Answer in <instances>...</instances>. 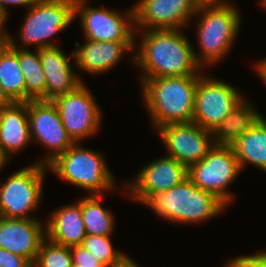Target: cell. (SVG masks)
Wrapping results in <instances>:
<instances>
[{
    "label": "cell",
    "mask_w": 266,
    "mask_h": 267,
    "mask_svg": "<svg viewBox=\"0 0 266 267\" xmlns=\"http://www.w3.org/2000/svg\"><path fill=\"white\" fill-rule=\"evenodd\" d=\"M183 30H135L139 39H135L134 65L141 71L138 84L149 78L200 75L205 71Z\"/></svg>",
    "instance_id": "cell-1"
},
{
    "label": "cell",
    "mask_w": 266,
    "mask_h": 267,
    "mask_svg": "<svg viewBox=\"0 0 266 267\" xmlns=\"http://www.w3.org/2000/svg\"><path fill=\"white\" fill-rule=\"evenodd\" d=\"M198 75L145 79L140 84L141 97L156 131L169 123L193 122Z\"/></svg>",
    "instance_id": "cell-2"
},
{
    "label": "cell",
    "mask_w": 266,
    "mask_h": 267,
    "mask_svg": "<svg viewBox=\"0 0 266 267\" xmlns=\"http://www.w3.org/2000/svg\"><path fill=\"white\" fill-rule=\"evenodd\" d=\"M142 205L168 223H203L223 214L228 206L216 195L193 184L188 177L167 191L148 197Z\"/></svg>",
    "instance_id": "cell-3"
},
{
    "label": "cell",
    "mask_w": 266,
    "mask_h": 267,
    "mask_svg": "<svg viewBox=\"0 0 266 267\" xmlns=\"http://www.w3.org/2000/svg\"><path fill=\"white\" fill-rule=\"evenodd\" d=\"M238 8L236 4L199 8L193 16L199 47L194 55L203 70L224 61L233 50L242 24Z\"/></svg>",
    "instance_id": "cell-4"
},
{
    "label": "cell",
    "mask_w": 266,
    "mask_h": 267,
    "mask_svg": "<svg viewBox=\"0 0 266 267\" xmlns=\"http://www.w3.org/2000/svg\"><path fill=\"white\" fill-rule=\"evenodd\" d=\"M47 166L59 180L87 191V195H104L118 189L103 153L82 143H74Z\"/></svg>",
    "instance_id": "cell-5"
},
{
    "label": "cell",
    "mask_w": 266,
    "mask_h": 267,
    "mask_svg": "<svg viewBox=\"0 0 266 267\" xmlns=\"http://www.w3.org/2000/svg\"><path fill=\"white\" fill-rule=\"evenodd\" d=\"M24 12L18 38L10 33L6 44L15 49L58 47L54 37L75 21V0H38Z\"/></svg>",
    "instance_id": "cell-6"
},
{
    "label": "cell",
    "mask_w": 266,
    "mask_h": 267,
    "mask_svg": "<svg viewBox=\"0 0 266 267\" xmlns=\"http://www.w3.org/2000/svg\"><path fill=\"white\" fill-rule=\"evenodd\" d=\"M48 166L31 163L0 180V216L34 219L43 202ZM32 213V214H31Z\"/></svg>",
    "instance_id": "cell-7"
},
{
    "label": "cell",
    "mask_w": 266,
    "mask_h": 267,
    "mask_svg": "<svg viewBox=\"0 0 266 267\" xmlns=\"http://www.w3.org/2000/svg\"><path fill=\"white\" fill-rule=\"evenodd\" d=\"M241 172L232 146L214 145L206 157L188 168V177L194 185L216 195L230 207L235 196L229 191V187Z\"/></svg>",
    "instance_id": "cell-8"
},
{
    "label": "cell",
    "mask_w": 266,
    "mask_h": 267,
    "mask_svg": "<svg viewBox=\"0 0 266 267\" xmlns=\"http://www.w3.org/2000/svg\"><path fill=\"white\" fill-rule=\"evenodd\" d=\"M90 0H75V21L83 38L100 42H135L134 7L120 12L107 7L89 5Z\"/></svg>",
    "instance_id": "cell-9"
},
{
    "label": "cell",
    "mask_w": 266,
    "mask_h": 267,
    "mask_svg": "<svg viewBox=\"0 0 266 267\" xmlns=\"http://www.w3.org/2000/svg\"><path fill=\"white\" fill-rule=\"evenodd\" d=\"M206 73L205 70L198 75L193 122L213 131L245 97V92L222 78Z\"/></svg>",
    "instance_id": "cell-10"
},
{
    "label": "cell",
    "mask_w": 266,
    "mask_h": 267,
    "mask_svg": "<svg viewBox=\"0 0 266 267\" xmlns=\"http://www.w3.org/2000/svg\"><path fill=\"white\" fill-rule=\"evenodd\" d=\"M85 82L53 100L63 126L74 143L96 136L104 119L94 93Z\"/></svg>",
    "instance_id": "cell-11"
},
{
    "label": "cell",
    "mask_w": 266,
    "mask_h": 267,
    "mask_svg": "<svg viewBox=\"0 0 266 267\" xmlns=\"http://www.w3.org/2000/svg\"><path fill=\"white\" fill-rule=\"evenodd\" d=\"M27 109L32 143H40L48 150L41 159L33 163L48 165L74 142L65 130L53 101L30 100L27 102Z\"/></svg>",
    "instance_id": "cell-12"
},
{
    "label": "cell",
    "mask_w": 266,
    "mask_h": 267,
    "mask_svg": "<svg viewBox=\"0 0 266 267\" xmlns=\"http://www.w3.org/2000/svg\"><path fill=\"white\" fill-rule=\"evenodd\" d=\"M188 178V167L164 154L145 164L122 183L123 195L142 204L148 197L164 192ZM125 186V187H124Z\"/></svg>",
    "instance_id": "cell-13"
},
{
    "label": "cell",
    "mask_w": 266,
    "mask_h": 267,
    "mask_svg": "<svg viewBox=\"0 0 266 267\" xmlns=\"http://www.w3.org/2000/svg\"><path fill=\"white\" fill-rule=\"evenodd\" d=\"M156 134L167 150L165 155L188 168L206 157L215 145L212 131L194 122L169 123L158 128Z\"/></svg>",
    "instance_id": "cell-14"
},
{
    "label": "cell",
    "mask_w": 266,
    "mask_h": 267,
    "mask_svg": "<svg viewBox=\"0 0 266 267\" xmlns=\"http://www.w3.org/2000/svg\"><path fill=\"white\" fill-rule=\"evenodd\" d=\"M133 7L135 30L186 29L197 11L193 0H138Z\"/></svg>",
    "instance_id": "cell-15"
},
{
    "label": "cell",
    "mask_w": 266,
    "mask_h": 267,
    "mask_svg": "<svg viewBox=\"0 0 266 267\" xmlns=\"http://www.w3.org/2000/svg\"><path fill=\"white\" fill-rule=\"evenodd\" d=\"M83 44L75 43L73 50L75 66L80 72L89 75H104L117 66L122 58L132 53L130 61L134 65L135 42L91 41L84 39Z\"/></svg>",
    "instance_id": "cell-16"
},
{
    "label": "cell",
    "mask_w": 266,
    "mask_h": 267,
    "mask_svg": "<svg viewBox=\"0 0 266 267\" xmlns=\"http://www.w3.org/2000/svg\"><path fill=\"white\" fill-rule=\"evenodd\" d=\"M45 238V221L38 218L21 219L0 216V248L23 256L32 264Z\"/></svg>",
    "instance_id": "cell-17"
},
{
    "label": "cell",
    "mask_w": 266,
    "mask_h": 267,
    "mask_svg": "<svg viewBox=\"0 0 266 267\" xmlns=\"http://www.w3.org/2000/svg\"><path fill=\"white\" fill-rule=\"evenodd\" d=\"M64 52L59 46L39 49V59L46 80L45 101H53L84 82L77 70L74 71L76 66L73 51L69 54Z\"/></svg>",
    "instance_id": "cell-18"
},
{
    "label": "cell",
    "mask_w": 266,
    "mask_h": 267,
    "mask_svg": "<svg viewBox=\"0 0 266 267\" xmlns=\"http://www.w3.org/2000/svg\"><path fill=\"white\" fill-rule=\"evenodd\" d=\"M46 238L66 247L81 245L87 236L82 218L81 198L51 211L45 221Z\"/></svg>",
    "instance_id": "cell-19"
},
{
    "label": "cell",
    "mask_w": 266,
    "mask_h": 267,
    "mask_svg": "<svg viewBox=\"0 0 266 267\" xmlns=\"http://www.w3.org/2000/svg\"><path fill=\"white\" fill-rule=\"evenodd\" d=\"M31 143L27 102H14L1 108L0 148L3 153L11 160Z\"/></svg>",
    "instance_id": "cell-20"
},
{
    "label": "cell",
    "mask_w": 266,
    "mask_h": 267,
    "mask_svg": "<svg viewBox=\"0 0 266 267\" xmlns=\"http://www.w3.org/2000/svg\"><path fill=\"white\" fill-rule=\"evenodd\" d=\"M263 114L245 96L212 131L215 145H232L243 136Z\"/></svg>",
    "instance_id": "cell-21"
},
{
    "label": "cell",
    "mask_w": 266,
    "mask_h": 267,
    "mask_svg": "<svg viewBox=\"0 0 266 267\" xmlns=\"http://www.w3.org/2000/svg\"><path fill=\"white\" fill-rule=\"evenodd\" d=\"M231 146L242 171L253 165L266 173V117L262 115Z\"/></svg>",
    "instance_id": "cell-22"
},
{
    "label": "cell",
    "mask_w": 266,
    "mask_h": 267,
    "mask_svg": "<svg viewBox=\"0 0 266 267\" xmlns=\"http://www.w3.org/2000/svg\"><path fill=\"white\" fill-rule=\"evenodd\" d=\"M103 195H87L81 197V211L87 235H113L115 216L111 210L101 205Z\"/></svg>",
    "instance_id": "cell-23"
},
{
    "label": "cell",
    "mask_w": 266,
    "mask_h": 267,
    "mask_svg": "<svg viewBox=\"0 0 266 267\" xmlns=\"http://www.w3.org/2000/svg\"><path fill=\"white\" fill-rule=\"evenodd\" d=\"M19 65L25 79V102L30 100H44L46 80L43 67L39 59V49H15Z\"/></svg>",
    "instance_id": "cell-24"
},
{
    "label": "cell",
    "mask_w": 266,
    "mask_h": 267,
    "mask_svg": "<svg viewBox=\"0 0 266 267\" xmlns=\"http://www.w3.org/2000/svg\"><path fill=\"white\" fill-rule=\"evenodd\" d=\"M0 84L14 102H25V79L18 55L6 43L0 49Z\"/></svg>",
    "instance_id": "cell-25"
},
{
    "label": "cell",
    "mask_w": 266,
    "mask_h": 267,
    "mask_svg": "<svg viewBox=\"0 0 266 267\" xmlns=\"http://www.w3.org/2000/svg\"><path fill=\"white\" fill-rule=\"evenodd\" d=\"M72 265L70 247L56 244L47 238L42 241L33 263V267H72Z\"/></svg>",
    "instance_id": "cell-26"
},
{
    "label": "cell",
    "mask_w": 266,
    "mask_h": 267,
    "mask_svg": "<svg viewBox=\"0 0 266 267\" xmlns=\"http://www.w3.org/2000/svg\"><path fill=\"white\" fill-rule=\"evenodd\" d=\"M112 236L87 235L80 246L94 255L105 267H109L125 254L113 246Z\"/></svg>",
    "instance_id": "cell-27"
},
{
    "label": "cell",
    "mask_w": 266,
    "mask_h": 267,
    "mask_svg": "<svg viewBox=\"0 0 266 267\" xmlns=\"http://www.w3.org/2000/svg\"><path fill=\"white\" fill-rule=\"evenodd\" d=\"M72 254V267H105L94 255L82 246L70 247Z\"/></svg>",
    "instance_id": "cell-28"
},
{
    "label": "cell",
    "mask_w": 266,
    "mask_h": 267,
    "mask_svg": "<svg viewBox=\"0 0 266 267\" xmlns=\"http://www.w3.org/2000/svg\"><path fill=\"white\" fill-rule=\"evenodd\" d=\"M222 267H266V258L257 251L254 254L232 257Z\"/></svg>",
    "instance_id": "cell-29"
},
{
    "label": "cell",
    "mask_w": 266,
    "mask_h": 267,
    "mask_svg": "<svg viewBox=\"0 0 266 267\" xmlns=\"http://www.w3.org/2000/svg\"><path fill=\"white\" fill-rule=\"evenodd\" d=\"M0 267H33V264L23 256L0 248Z\"/></svg>",
    "instance_id": "cell-30"
},
{
    "label": "cell",
    "mask_w": 266,
    "mask_h": 267,
    "mask_svg": "<svg viewBox=\"0 0 266 267\" xmlns=\"http://www.w3.org/2000/svg\"><path fill=\"white\" fill-rule=\"evenodd\" d=\"M38 0H0V8L9 16V7L25 8L27 10L30 6L36 3Z\"/></svg>",
    "instance_id": "cell-31"
},
{
    "label": "cell",
    "mask_w": 266,
    "mask_h": 267,
    "mask_svg": "<svg viewBox=\"0 0 266 267\" xmlns=\"http://www.w3.org/2000/svg\"><path fill=\"white\" fill-rule=\"evenodd\" d=\"M197 9L205 7H222L235 4L232 0H193Z\"/></svg>",
    "instance_id": "cell-32"
},
{
    "label": "cell",
    "mask_w": 266,
    "mask_h": 267,
    "mask_svg": "<svg viewBox=\"0 0 266 267\" xmlns=\"http://www.w3.org/2000/svg\"><path fill=\"white\" fill-rule=\"evenodd\" d=\"M109 267H142V266H139L137 260H134L127 254H124L117 262H115Z\"/></svg>",
    "instance_id": "cell-33"
},
{
    "label": "cell",
    "mask_w": 266,
    "mask_h": 267,
    "mask_svg": "<svg viewBox=\"0 0 266 267\" xmlns=\"http://www.w3.org/2000/svg\"><path fill=\"white\" fill-rule=\"evenodd\" d=\"M254 63V70L257 72L260 79H262L263 83H265L266 85V57H263L262 59L260 58Z\"/></svg>",
    "instance_id": "cell-34"
},
{
    "label": "cell",
    "mask_w": 266,
    "mask_h": 267,
    "mask_svg": "<svg viewBox=\"0 0 266 267\" xmlns=\"http://www.w3.org/2000/svg\"><path fill=\"white\" fill-rule=\"evenodd\" d=\"M9 16L0 8V37L7 42L10 32L5 28Z\"/></svg>",
    "instance_id": "cell-35"
},
{
    "label": "cell",
    "mask_w": 266,
    "mask_h": 267,
    "mask_svg": "<svg viewBox=\"0 0 266 267\" xmlns=\"http://www.w3.org/2000/svg\"><path fill=\"white\" fill-rule=\"evenodd\" d=\"M13 103L14 101L7 95V93L0 84V109L10 106Z\"/></svg>",
    "instance_id": "cell-36"
},
{
    "label": "cell",
    "mask_w": 266,
    "mask_h": 267,
    "mask_svg": "<svg viewBox=\"0 0 266 267\" xmlns=\"http://www.w3.org/2000/svg\"><path fill=\"white\" fill-rule=\"evenodd\" d=\"M10 161L11 160L3 153L2 149L0 148V173L2 169L4 171V168L8 163H10Z\"/></svg>",
    "instance_id": "cell-37"
},
{
    "label": "cell",
    "mask_w": 266,
    "mask_h": 267,
    "mask_svg": "<svg viewBox=\"0 0 266 267\" xmlns=\"http://www.w3.org/2000/svg\"><path fill=\"white\" fill-rule=\"evenodd\" d=\"M259 5L266 10V0H259Z\"/></svg>",
    "instance_id": "cell-38"
},
{
    "label": "cell",
    "mask_w": 266,
    "mask_h": 267,
    "mask_svg": "<svg viewBox=\"0 0 266 267\" xmlns=\"http://www.w3.org/2000/svg\"><path fill=\"white\" fill-rule=\"evenodd\" d=\"M6 42L0 37V49L3 47V45L5 44Z\"/></svg>",
    "instance_id": "cell-39"
},
{
    "label": "cell",
    "mask_w": 266,
    "mask_h": 267,
    "mask_svg": "<svg viewBox=\"0 0 266 267\" xmlns=\"http://www.w3.org/2000/svg\"><path fill=\"white\" fill-rule=\"evenodd\" d=\"M259 252L266 258V249L262 251L259 250Z\"/></svg>",
    "instance_id": "cell-40"
}]
</instances>
